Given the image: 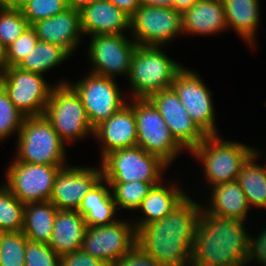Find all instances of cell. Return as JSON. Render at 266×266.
<instances>
[{"mask_svg": "<svg viewBox=\"0 0 266 266\" xmlns=\"http://www.w3.org/2000/svg\"><path fill=\"white\" fill-rule=\"evenodd\" d=\"M248 264L247 263H242V264H234V265H231V266H247Z\"/></svg>", "mask_w": 266, "mask_h": 266, "instance_id": "c3c4849f", "label": "cell"}, {"mask_svg": "<svg viewBox=\"0 0 266 266\" xmlns=\"http://www.w3.org/2000/svg\"><path fill=\"white\" fill-rule=\"evenodd\" d=\"M109 184L118 211L121 209L137 211L153 187L150 183L139 181Z\"/></svg>", "mask_w": 266, "mask_h": 266, "instance_id": "f546056e", "label": "cell"}, {"mask_svg": "<svg viewBox=\"0 0 266 266\" xmlns=\"http://www.w3.org/2000/svg\"><path fill=\"white\" fill-rule=\"evenodd\" d=\"M83 35L126 34L130 17L108 0H96L80 10Z\"/></svg>", "mask_w": 266, "mask_h": 266, "instance_id": "ffe728a7", "label": "cell"}, {"mask_svg": "<svg viewBox=\"0 0 266 266\" xmlns=\"http://www.w3.org/2000/svg\"><path fill=\"white\" fill-rule=\"evenodd\" d=\"M128 38L125 34L91 36L87 53L92 64L90 73L115 80L117 75L128 77L131 59L138 45L132 37Z\"/></svg>", "mask_w": 266, "mask_h": 266, "instance_id": "7c38bea8", "label": "cell"}, {"mask_svg": "<svg viewBox=\"0 0 266 266\" xmlns=\"http://www.w3.org/2000/svg\"><path fill=\"white\" fill-rule=\"evenodd\" d=\"M67 8L66 0H27L20 10L32 26L35 22L51 18Z\"/></svg>", "mask_w": 266, "mask_h": 266, "instance_id": "e575fe53", "label": "cell"}, {"mask_svg": "<svg viewBox=\"0 0 266 266\" xmlns=\"http://www.w3.org/2000/svg\"><path fill=\"white\" fill-rule=\"evenodd\" d=\"M7 231L0 229V246L3 243L4 237L6 236Z\"/></svg>", "mask_w": 266, "mask_h": 266, "instance_id": "7dc6e473", "label": "cell"}, {"mask_svg": "<svg viewBox=\"0 0 266 266\" xmlns=\"http://www.w3.org/2000/svg\"><path fill=\"white\" fill-rule=\"evenodd\" d=\"M32 27L40 41L59 45L71 56L79 48L81 37H84L80 11L70 7L51 18L35 22Z\"/></svg>", "mask_w": 266, "mask_h": 266, "instance_id": "d6986e66", "label": "cell"}, {"mask_svg": "<svg viewBox=\"0 0 266 266\" xmlns=\"http://www.w3.org/2000/svg\"><path fill=\"white\" fill-rule=\"evenodd\" d=\"M133 110L137 146L170 166L185 149L175 140L162 116L148 99H133Z\"/></svg>", "mask_w": 266, "mask_h": 266, "instance_id": "ba28073f", "label": "cell"}, {"mask_svg": "<svg viewBox=\"0 0 266 266\" xmlns=\"http://www.w3.org/2000/svg\"><path fill=\"white\" fill-rule=\"evenodd\" d=\"M163 46L137 45L127 77L132 99H147L170 88L176 75L184 68L164 53Z\"/></svg>", "mask_w": 266, "mask_h": 266, "instance_id": "3957f363", "label": "cell"}, {"mask_svg": "<svg viewBox=\"0 0 266 266\" xmlns=\"http://www.w3.org/2000/svg\"><path fill=\"white\" fill-rule=\"evenodd\" d=\"M202 205L188 196L163 219L136 231V245L165 266H191Z\"/></svg>", "mask_w": 266, "mask_h": 266, "instance_id": "6da1fadb", "label": "cell"}, {"mask_svg": "<svg viewBox=\"0 0 266 266\" xmlns=\"http://www.w3.org/2000/svg\"><path fill=\"white\" fill-rule=\"evenodd\" d=\"M27 0H0V8L21 9Z\"/></svg>", "mask_w": 266, "mask_h": 266, "instance_id": "ee69618b", "label": "cell"}, {"mask_svg": "<svg viewBox=\"0 0 266 266\" xmlns=\"http://www.w3.org/2000/svg\"><path fill=\"white\" fill-rule=\"evenodd\" d=\"M60 266H108L100 259L92 257L82 249L65 254L60 258Z\"/></svg>", "mask_w": 266, "mask_h": 266, "instance_id": "ab89813d", "label": "cell"}, {"mask_svg": "<svg viewBox=\"0 0 266 266\" xmlns=\"http://www.w3.org/2000/svg\"><path fill=\"white\" fill-rule=\"evenodd\" d=\"M257 150L249 145L224 140L220 135H207L190 155L201 163L205 180L212 187L235 181L243 164Z\"/></svg>", "mask_w": 266, "mask_h": 266, "instance_id": "277c9868", "label": "cell"}, {"mask_svg": "<svg viewBox=\"0 0 266 266\" xmlns=\"http://www.w3.org/2000/svg\"><path fill=\"white\" fill-rule=\"evenodd\" d=\"M247 264L251 262L266 265V228L259 231L258 236L249 235Z\"/></svg>", "mask_w": 266, "mask_h": 266, "instance_id": "f35d334b", "label": "cell"}, {"mask_svg": "<svg viewBox=\"0 0 266 266\" xmlns=\"http://www.w3.org/2000/svg\"><path fill=\"white\" fill-rule=\"evenodd\" d=\"M95 1L96 0H66V3L68 7L80 10L83 6L91 4Z\"/></svg>", "mask_w": 266, "mask_h": 266, "instance_id": "bcb514c9", "label": "cell"}, {"mask_svg": "<svg viewBox=\"0 0 266 266\" xmlns=\"http://www.w3.org/2000/svg\"><path fill=\"white\" fill-rule=\"evenodd\" d=\"M249 234L245 221L213 216L202 210L195 230L191 266L247 263Z\"/></svg>", "mask_w": 266, "mask_h": 266, "instance_id": "7a4b0ae2", "label": "cell"}, {"mask_svg": "<svg viewBox=\"0 0 266 266\" xmlns=\"http://www.w3.org/2000/svg\"><path fill=\"white\" fill-rule=\"evenodd\" d=\"M60 258L48 244L27 241L25 266H60Z\"/></svg>", "mask_w": 266, "mask_h": 266, "instance_id": "8d00e7d4", "label": "cell"}, {"mask_svg": "<svg viewBox=\"0 0 266 266\" xmlns=\"http://www.w3.org/2000/svg\"><path fill=\"white\" fill-rule=\"evenodd\" d=\"M227 28L255 50L256 33L260 22L259 0H222ZM255 46V47H254Z\"/></svg>", "mask_w": 266, "mask_h": 266, "instance_id": "484cf974", "label": "cell"}, {"mask_svg": "<svg viewBox=\"0 0 266 266\" xmlns=\"http://www.w3.org/2000/svg\"><path fill=\"white\" fill-rule=\"evenodd\" d=\"M27 241L22 231L7 232L0 246V266H25Z\"/></svg>", "mask_w": 266, "mask_h": 266, "instance_id": "836d02e7", "label": "cell"}, {"mask_svg": "<svg viewBox=\"0 0 266 266\" xmlns=\"http://www.w3.org/2000/svg\"><path fill=\"white\" fill-rule=\"evenodd\" d=\"M199 0H174L173 8L183 13L186 9L191 8Z\"/></svg>", "mask_w": 266, "mask_h": 266, "instance_id": "7bdbcfd3", "label": "cell"}, {"mask_svg": "<svg viewBox=\"0 0 266 266\" xmlns=\"http://www.w3.org/2000/svg\"><path fill=\"white\" fill-rule=\"evenodd\" d=\"M68 83L79 94L93 128L127 104L115 79L89 72L86 77Z\"/></svg>", "mask_w": 266, "mask_h": 266, "instance_id": "4fadbf2b", "label": "cell"}, {"mask_svg": "<svg viewBox=\"0 0 266 266\" xmlns=\"http://www.w3.org/2000/svg\"><path fill=\"white\" fill-rule=\"evenodd\" d=\"M87 225L75 210H58L49 246L61 257L82 249Z\"/></svg>", "mask_w": 266, "mask_h": 266, "instance_id": "cb8c5ba5", "label": "cell"}, {"mask_svg": "<svg viewBox=\"0 0 266 266\" xmlns=\"http://www.w3.org/2000/svg\"><path fill=\"white\" fill-rule=\"evenodd\" d=\"M70 56L61 46L39 40L17 67L44 75L69 59Z\"/></svg>", "mask_w": 266, "mask_h": 266, "instance_id": "f1b7e54d", "label": "cell"}, {"mask_svg": "<svg viewBox=\"0 0 266 266\" xmlns=\"http://www.w3.org/2000/svg\"><path fill=\"white\" fill-rule=\"evenodd\" d=\"M160 184L152 187L148 195L143 199L137 212H142L143 217L132 220L135 230L166 217L177 205H179L188 195L186 191L180 189L179 183Z\"/></svg>", "mask_w": 266, "mask_h": 266, "instance_id": "7402d4cb", "label": "cell"}, {"mask_svg": "<svg viewBox=\"0 0 266 266\" xmlns=\"http://www.w3.org/2000/svg\"><path fill=\"white\" fill-rule=\"evenodd\" d=\"M16 137V153L12 160L32 164L67 165V145L44 115L25 117Z\"/></svg>", "mask_w": 266, "mask_h": 266, "instance_id": "5b68a950", "label": "cell"}, {"mask_svg": "<svg viewBox=\"0 0 266 266\" xmlns=\"http://www.w3.org/2000/svg\"><path fill=\"white\" fill-rule=\"evenodd\" d=\"M67 165H45L12 160L2 183L24 204L50 201L54 180Z\"/></svg>", "mask_w": 266, "mask_h": 266, "instance_id": "30bf717a", "label": "cell"}, {"mask_svg": "<svg viewBox=\"0 0 266 266\" xmlns=\"http://www.w3.org/2000/svg\"><path fill=\"white\" fill-rule=\"evenodd\" d=\"M7 68L6 47L0 43V75H2Z\"/></svg>", "mask_w": 266, "mask_h": 266, "instance_id": "f6af8a7d", "label": "cell"}, {"mask_svg": "<svg viewBox=\"0 0 266 266\" xmlns=\"http://www.w3.org/2000/svg\"><path fill=\"white\" fill-rule=\"evenodd\" d=\"M111 266H165L135 245L121 259Z\"/></svg>", "mask_w": 266, "mask_h": 266, "instance_id": "74e56055", "label": "cell"}, {"mask_svg": "<svg viewBox=\"0 0 266 266\" xmlns=\"http://www.w3.org/2000/svg\"><path fill=\"white\" fill-rule=\"evenodd\" d=\"M47 82L43 74L25 71L17 66L8 67L0 75V85L25 117L40 116L45 113L54 87Z\"/></svg>", "mask_w": 266, "mask_h": 266, "instance_id": "8fae6325", "label": "cell"}, {"mask_svg": "<svg viewBox=\"0 0 266 266\" xmlns=\"http://www.w3.org/2000/svg\"><path fill=\"white\" fill-rule=\"evenodd\" d=\"M100 163L102 177L108 183L139 181L153 187L164 181L163 172L169 167L159 157L138 146L111 151Z\"/></svg>", "mask_w": 266, "mask_h": 266, "instance_id": "52a82bcc", "label": "cell"}, {"mask_svg": "<svg viewBox=\"0 0 266 266\" xmlns=\"http://www.w3.org/2000/svg\"><path fill=\"white\" fill-rule=\"evenodd\" d=\"M51 91L43 114L62 141L67 144L92 136L91 126L79 94L65 80H60Z\"/></svg>", "mask_w": 266, "mask_h": 266, "instance_id": "8992f818", "label": "cell"}, {"mask_svg": "<svg viewBox=\"0 0 266 266\" xmlns=\"http://www.w3.org/2000/svg\"><path fill=\"white\" fill-rule=\"evenodd\" d=\"M209 188L211 190L209 204L207 207L204 206L205 203L202 205V210L205 213L222 218L246 221L251 207L244 191L236 180Z\"/></svg>", "mask_w": 266, "mask_h": 266, "instance_id": "603a6c76", "label": "cell"}, {"mask_svg": "<svg viewBox=\"0 0 266 266\" xmlns=\"http://www.w3.org/2000/svg\"><path fill=\"white\" fill-rule=\"evenodd\" d=\"M94 128L93 137L100 143L101 159L111 151L137 146L133 99Z\"/></svg>", "mask_w": 266, "mask_h": 266, "instance_id": "ac0fdd59", "label": "cell"}, {"mask_svg": "<svg viewBox=\"0 0 266 266\" xmlns=\"http://www.w3.org/2000/svg\"><path fill=\"white\" fill-rule=\"evenodd\" d=\"M192 120L206 135H219L215 120L212 91L203 78L188 68H183L171 86Z\"/></svg>", "mask_w": 266, "mask_h": 266, "instance_id": "5bb4252c", "label": "cell"}, {"mask_svg": "<svg viewBox=\"0 0 266 266\" xmlns=\"http://www.w3.org/2000/svg\"><path fill=\"white\" fill-rule=\"evenodd\" d=\"M131 17L140 7V0H108Z\"/></svg>", "mask_w": 266, "mask_h": 266, "instance_id": "60d3db41", "label": "cell"}, {"mask_svg": "<svg viewBox=\"0 0 266 266\" xmlns=\"http://www.w3.org/2000/svg\"><path fill=\"white\" fill-rule=\"evenodd\" d=\"M131 37L141 46H165L182 30V13L174 8L140 5L130 17Z\"/></svg>", "mask_w": 266, "mask_h": 266, "instance_id": "9c48e42d", "label": "cell"}, {"mask_svg": "<svg viewBox=\"0 0 266 266\" xmlns=\"http://www.w3.org/2000/svg\"><path fill=\"white\" fill-rule=\"evenodd\" d=\"M101 166H66L57 173L50 202L58 210L77 211L83 197L102 179Z\"/></svg>", "mask_w": 266, "mask_h": 266, "instance_id": "e0dca14e", "label": "cell"}, {"mask_svg": "<svg viewBox=\"0 0 266 266\" xmlns=\"http://www.w3.org/2000/svg\"><path fill=\"white\" fill-rule=\"evenodd\" d=\"M25 115L20 112L0 85V141L6 140L12 134L19 133Z\"/></svg>", "mask_w": 266, "mask_h": 266, "instance_id": "d6a6232c", "label": "cell"}, {"mask_svg": "<svg viewBox=\"0 0 266 266\" xmlns=\"http://www.w3.org/2000/svg\"><path fill=\"white\" fill-rule=\"evenodd\" d=\"M57 211L50 201L25 204L23 234L30 241L49 244Z\"/></svg>", "mask_w": 266, "mask_h": 266, "instance_id": "4316f807", "label": "cell"}, {"mask_svg": "<svg viewBox=\"0 0 266 266\" xmlns=\"http://www.w3.org/2000/svg\"><path fill=\"white\" fill-rule=\"evenodd\" d=\"M135 245L136 230L132 221L120 218L110 225L87 227L82 250L111 266Z\"/></svg>", "mask_w": 266, "mask_h": 266, "instance_id": "9a60e30c", "label": "cell"}, {"mask_svg": "<svg viewBox=\"0 0 266 266\" xmlns=\"http://www.w3.org/2000/svg\"><path fill=\"white\" fill-rule=\"evenodd\" d=\"M158 110L175 140L189 153L207 136L192 120L172 87L147 98Z\"/></svg>", "mask_w": 266, "mask_h": 266, "instance_id": "2e32d148", "label": "cell"}, {"mask_svg": "<svg viewBox=\"0 0 266 266\" xmlns=\"http://www.w3.org/2000/svg\"><path fill=\"white\" fill-rule=\"evenodd\" d=\"M222 0H199L182 13L183 34L216 35L227 30Z\"/></svg>", "mask_w": 266, "mask_h": 266, "instance_id": "44dd1931", "label": "cell"}, {"mask_svg": "<svg viewBox=\"0 0 266 266\" xmlns=\"http://www.w3.org/2000/svg\"><path fill=\"white\" fill-rule=\"evenodd\" d=\"M38 41L36 31L30 25L12 44L6 47L8 67L18 66Z\"/></svg>", "mask_w": 266, "mask_h": 266, "instance_id": "d590c367", "label": "cell"}, {"mask_svg": "<svg viewBox=\"0 0 266 266\" xmlns=\"http://www.w3.org/2000/svg\"><path fill=\"white\" fill-rule=\"evenodd\" d=\"M30 26L20 9L0 8V43L12 44Z\"/></svg>", "mask_w": 266, "mask_h": 266, "instance_id": "1f68e13d", "label": "cell"}, {"mask_svg": "<svg viewBox=\"0 0 266 266\" xmlns=\"http://www.w3.org/2000/svg\"><path fill=\"white\" fill-rule=\"evenodd\" d=\"M141 5L173 8L174 0H140Z\"/></svg>", "mask_w": 266, "mask_h": 266, "instance_id": "b9f144b4", "label": "cell"}, {"mask_svg": "<svg viewBox=\"0 0 266 266\" xmlns=\"http://www.w3.org/2000/svg\"><path fill=\"white\" fill-rule=\"evenodd\" d=\"M259 152L261 151H255L243 164V167L237 176L236 182L244 191L251 208L265 209L266 165L261 164V166L256 162V158L258 159L261 156Z\"/></svg>", "mask_w": 266, "mask_h": 266, "instance_id": "83f0119b", "label": "cell"}, {"mask_svg": "<svg viewBox=\"0 0 266 266\" xmlns=\"http://www.w3.org/2000/svg\"><path fill=\"white\" fill-rule=\"evenodd\" d=\"M25 204L13 195L4 184L0 185V229L7 232L23 230Z\"/></svg>", "mask_w": 266, "mask_h": 266, "instance_id": "4dcf8cb0", "label": "cell"}, {"mask_svg": "<svg viewBox=\"0 0 266 266\" xmlns=\"http://www.w3.org/2000/svg\"><path fill=\"white\" fill-rule=\"evenodd\" d=\"M77 211L87 227L110 225L119 220L114 218L118 210L110 184L103 178L83 197Z\"/></svg>", "mask_w": 266, "mask_h": 266, "instance_id": "d4e9b609", "label": "cell"}]
</instances>
